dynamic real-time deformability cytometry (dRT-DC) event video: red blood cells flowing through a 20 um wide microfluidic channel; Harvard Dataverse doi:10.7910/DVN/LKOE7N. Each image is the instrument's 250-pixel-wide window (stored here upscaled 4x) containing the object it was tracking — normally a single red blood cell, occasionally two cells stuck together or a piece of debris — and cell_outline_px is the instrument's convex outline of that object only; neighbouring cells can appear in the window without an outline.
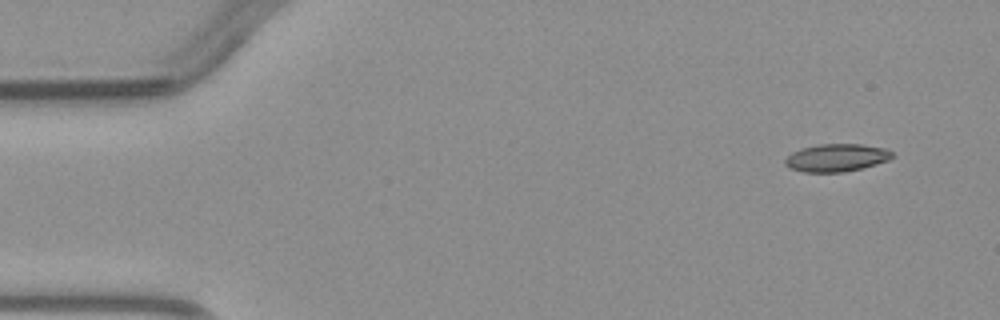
{"species": "common noctule bat (a hibernating species)", "species_latin": "Nyctalus noctula", "temperature_condition": "warm", "stored_images_in_passage": 5, "camera_frame_rate_fps": 3000, "um_per_image_px": 0.085, "animal": {"sex": "male", "body_mass_g": 23.1, "forearm_length_mm": 52.7}, "frame": {"image": 1, "passage_image": 1, "time_ms": 0.0, "image_size_px": [1000, 320], "cell_outline_px": [[892, 156], [888, 160], [864, 168], [844, 172], [804, 172], [788, 168], [784, 164], [784, 160], [792, 152], [800, 148], [820, 144], [864, 144], [884, 148], [892, 152]], "centroid_in_image_um": [71.07, 13.41], "position_along_channel_um": 13.9, "area_um2": 17.4}}
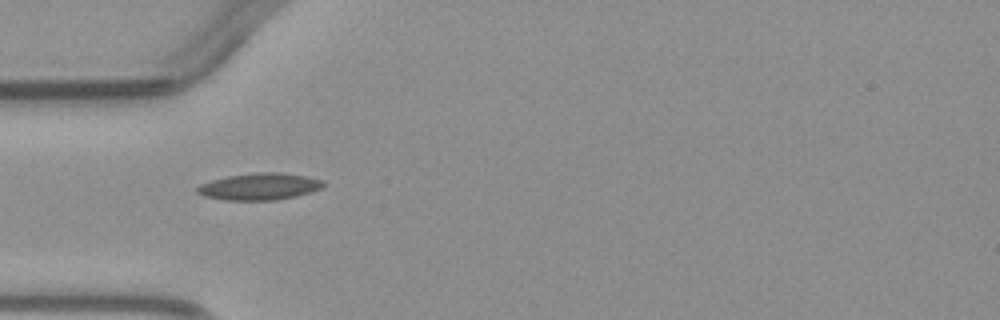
{"frame": {"image": 2, "passage_image": 4, "time_ms": 3.667, "image_size_px": [1000, 320], "cell_outline_px": [[324, 184], [320, 188], [312, 192], [296, 196], [276, 200], [224, 200], [204, 196], [196, 192], [196, 188], [200, 184], [212, 180], [228, 176], [260, 172], [280, 172], [304, 176], [324, 180]], "centroid_in_image_um": [22.05, 15.86], "position_along_channel_um": 63.0, "area_um2": 19.65}}
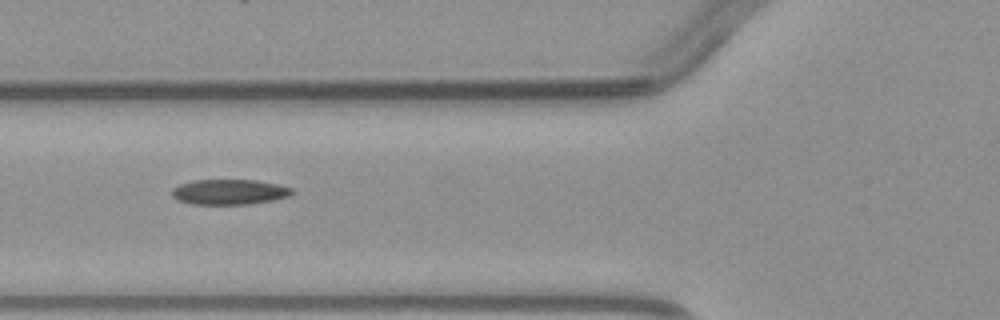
{"frame": {"image": 3, "passage_image": 5, "time_ms": 4.667, "image_size_px": [1000, 320], "cell_outline_px": [[296, 192], [288, 196], [272, 200], [248, 204], [192, 204], [180, 200], [172, 196], [172, 188], [180, 184], [192, 180], [256, 180], [276, 184], [292, 188]], "centroid_in_image_um": [19.5, 16.31], "position_along_channel_um": 106.3, "area_um2": 17.57}}